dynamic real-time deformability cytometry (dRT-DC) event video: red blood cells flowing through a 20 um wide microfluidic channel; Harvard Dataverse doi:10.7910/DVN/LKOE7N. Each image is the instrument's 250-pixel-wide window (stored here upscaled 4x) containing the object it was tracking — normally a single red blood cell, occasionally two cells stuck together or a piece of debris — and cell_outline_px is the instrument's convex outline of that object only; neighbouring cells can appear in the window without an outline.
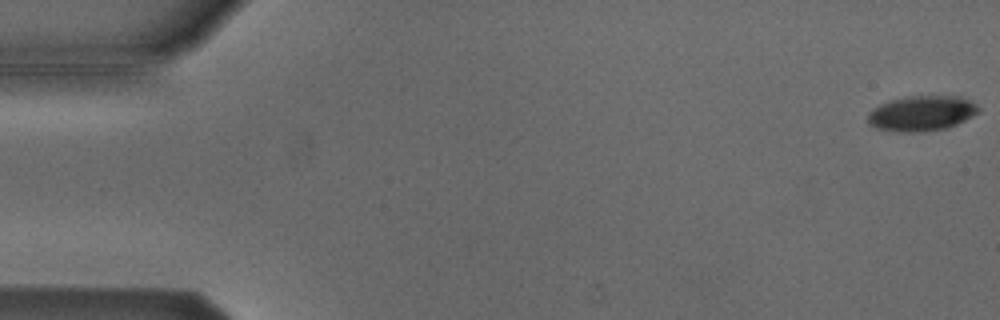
{"species": "Egyptian fruit bat (a non-hibernating species)", "species_latin": "Rousettus aegyptiacus", "temperature_condition": "cold", "stored_images_in_passage": 6, "camera_frame_rate_fps": 3000, "um_per_image_px": 0.085, "animal": {"sex": "male"}, "frame": {"image": 1, "passage_image": 1, "time_ms": 0.0, "image_size_px": [1000, 320], "cell_outline_px": [[980, 112], [948, 128], [920, 132], [900, 132], [876, 128], [868, 124], [868, 112], [872, 108], [880, 104], [892, 100], [908, 96], [960, 96], [976, 104], [980, 108]], "centroid_in_image_um": [78.33, 9.64], "position_along_channel_um": 6.7, "area_um2": 22.77}}
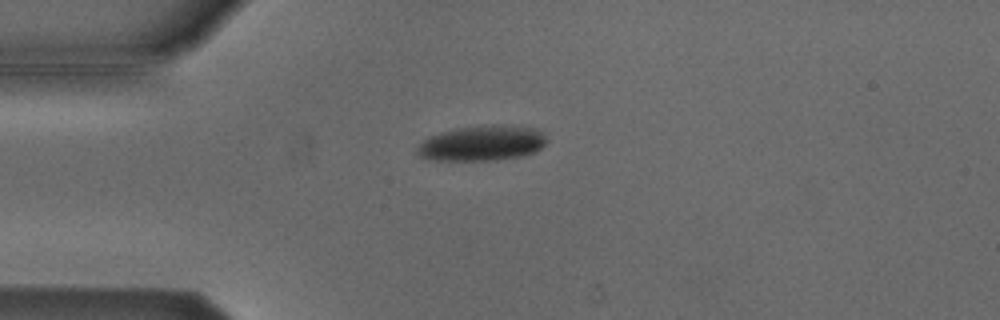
{"frame": {"image": 2, "passage_image": 4, "time_ms": 1.0, "image_size_px": [1000, 320], "cell_outline_px": [[548, 140], [540, 148], [524, 156], [492, 160], [436, 160], [420, 156], [416, 152], [416, 148], [428, 136], [440, 132], [456, 128], [492, 124], [500, 124], [536, 128], [544, 132]], "centroid_in_image_um": [41.0, 12.15], "position_along_channel_um": 44.0, "area_um2": 26.76}}
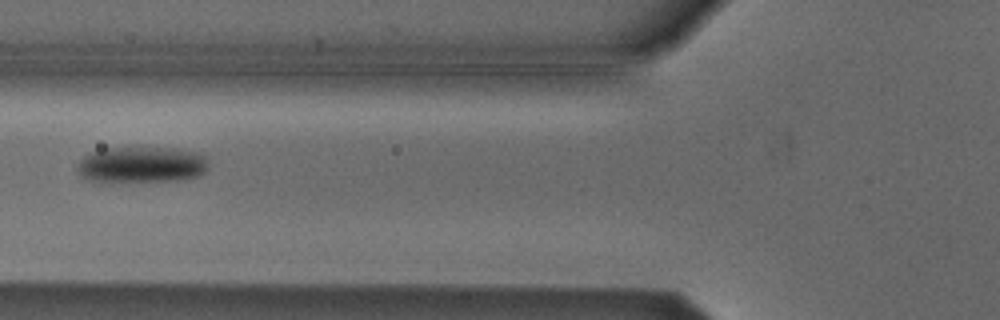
{"frame": {"image": 3, "passage_image": 6, "time_ms": 1.667, "image_size_px": [1000, 320], "cell_outline_px": [[208, 168], [200, 176], [184, 180], [84, 180], [80, 176], [76, 168], [76, 164], [88, 152], [108, 148], [136, 144], [176, 148], [196, 152], [208, 156]], "centroid_in_image_um": [12.06, 13.92], "position_along_channel_um": 113.7, "area_um2": 28.55}}